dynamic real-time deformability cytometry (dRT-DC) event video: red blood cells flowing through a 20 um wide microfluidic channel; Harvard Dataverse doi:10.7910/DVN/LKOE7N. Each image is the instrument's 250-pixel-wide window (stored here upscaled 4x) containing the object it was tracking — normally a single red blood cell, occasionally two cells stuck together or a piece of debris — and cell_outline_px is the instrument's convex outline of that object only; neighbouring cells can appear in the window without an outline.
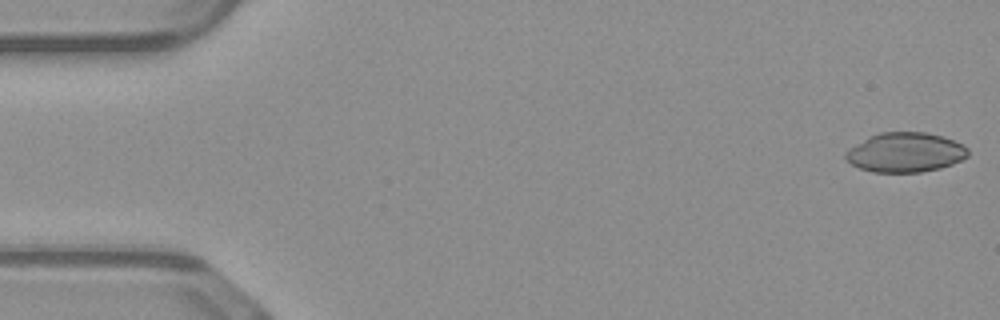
{"species": "common noctule bat (a hibernating species)", "species_latin": "Nyctalus noctula", "temperature_condition": "warm", "stored_images_in_passage": 50, "camera_frame_rate_fps": 3000, "um_per_image_px": 0.085, "animal": {"sex": "male", "body_mass_g": 23.1, "forearm_length_mm": 52.7}, "frame": {"image": 1, "passage_image": 1, "time_ms": 0.0, "image_size_px": [1000, 320], "cell_outline_px": [[968, 156], [952, 164], [940, 168], [920, 172], [872, 172], [860, 168], [852, 164], [844, 156], [844, 152], [848, 148], [868, 136], [880, 132], [924, 132], [940, 136], [964, 144], [968, 148]], "centroid_in_image_um": [76.93, 12.95], "position_along_channel_um": 8.1, "area_um2": 28.26}}
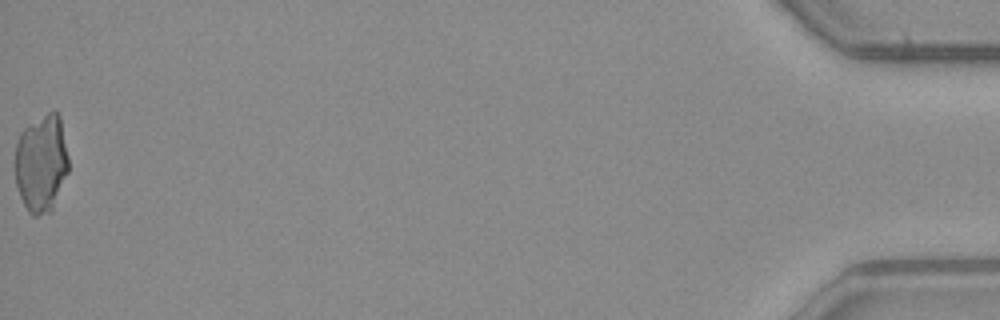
{"frame": {"image": 2, "passage_image": 50, "time_ms": 16.333, "image_size_px": [1000, 320], "cell_outline_px": [[68, 172], [52, 212], [36, 216], [32, 216], [28, 212], [20, 196], [16, 184], [16, 144], [20, 132], [24, 128], [48, 112], [56, 108], [60, 116], [68, 156]], "centroid_in_image_um": [3.53, 13.89], "position_along_channel_um": 431.7, "area_um2": 30.63}}